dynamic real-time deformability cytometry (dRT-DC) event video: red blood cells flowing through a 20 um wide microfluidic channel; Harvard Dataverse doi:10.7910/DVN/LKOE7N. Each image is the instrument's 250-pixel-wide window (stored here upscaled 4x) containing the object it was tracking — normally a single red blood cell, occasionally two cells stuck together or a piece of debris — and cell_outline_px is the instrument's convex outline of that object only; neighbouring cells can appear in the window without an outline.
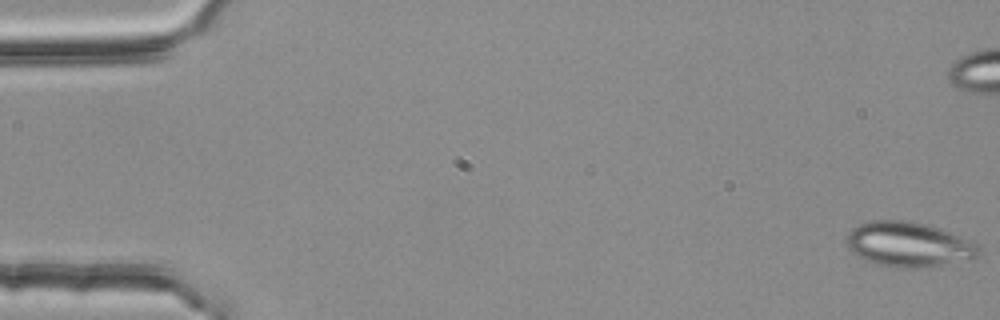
{"species": "common noctule bat (a hibernating species)", "species_latin": "Nyctalus noctula", "temperature_condition": "room temperature", "stored_images_in_passage": 7, "segment_of_instrument_passage": [1, 2], "camera_frame_rate_fps": 3000, "um_per_image_px": 0.085, "animal": {"sex": "female", "body_mass_g": 25.1}, "frame": {"image": 1, "passage_image": 1, "time_ms": 0.0, "image_size_px": [1000, 320], "cell_outline_px": [[980, 256], [972, 260], [940, 268], [900, 268], [876, 264], [856, 256], [848, 248], [844, 240], [848, 232], [852, 228], [860, 224], [872, 220], [904, 220], [924, 224], [940, 228], [960, 236], [976, 244], [980, 248]], "centroid_in_image_um": [77.27, 20.82], "position_along_channel_um": 7.7, "area_um2": 35.49}}